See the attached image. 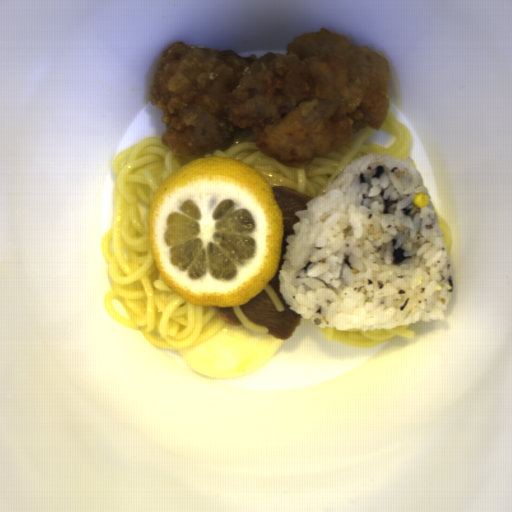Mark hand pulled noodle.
<instances>
[{"mask_svg":"<svg viewBox=\"0 0 512 512\" xmlns=\"http://www.w3.org/2000/svg\"><path fill=\"white\" fill-rule=\"evenodd\" d=\"M437 218H438V227L443 235V239L445 242L447 259H448L449 255L452 251V239H451L450 229L448 227L446 220L443 217H441L438 213H437Z\"/></svg>","mask_w":512,"mask_h":512,"instance_id":"hand-pulled-noodle-4","label":"hand pulled noodle"},{"mask_svg":"<svg viewBox=\"0 0 512 512\" xmlns=\"http://www.w3.org/2000/svg\"><path fill=\"white\" fill-rule=\"evenodd\" d=\"M263 290L265 291V293L267 294V296L269 297V299L271 300L273 305L276 307V309L279 312H283L285 308H284L280 298L278 297L277 293L271 287V285L268 283Z\"/></svg>","mask_w":512,"mask_h":512,"instance_id":"hand-pulled-noodle-5","label":"hand pulled noodle"},{"mask_svg":"<svg viewBox=\"0 0 512 512\" xmlns=\"http://www.w3.org/2000/svg\"><path fill=\"white\" fill-rule=\"evenodd\" d=\"M379 129L395 136L388 148L368 141L374 129L365 126L348 143L312 158L303 168L266 156L256 145V133L246 129L234 130L223 144L201 155L179 154L162 145L161 136L144 138L119 152L113 161V223L100 243L112 285L103 298L104 309L113 320L161 349L181 353L207 340L228 323L214 306L194 305L173 292L161 279L151 254L147 226L156 189L194 159L225 156L257 170L272 188L299 190L315 199L325 195L347 164L359 156L410 158L412 131L389 108Z\"/></svg>","mask_w":512,"mask_h":512,"instance_id":"hand-pulled-noodle-1","label":"hand pulled noodle"},{"mask_svg":"<svg viewBox=\"0 0 512 512\" xmlns=\"http://www.w3.org/2000/svg\"><path fill=\"white\" fill-rule=\"evenodd\" d=\"M411 326V325H410ZM410 326L396 328H377L371 330H350L348 332L337 331L335 328H323L318 326L325 341L337 342L359 348H374L396 337L414 338V331Z\"/></svg>","mask_w":512,"mask_h":512,"instance_id":"hand-pulled-noodle-2","label":"hand pulled noodle"},{"mask_svg":"<svg viewBox=\"0 0 512 512\" xmlns=\"http://www.w3.org/2000/svg\"><path fill=\"white\" fill-rule=\"evenodd\" d=\"M233 311L236 317L239 319V321L243 324V326L250 330L251 332H255L258 334L268 333L267 328H265L264 326L257 325L251 319H249L239 305L233 306Z\"/></svg>","mask_w":512,"mask_h":512,"instance_id":"hand-pulled-noodle-3","label":"hand pulled noodle"}]
</instances>
